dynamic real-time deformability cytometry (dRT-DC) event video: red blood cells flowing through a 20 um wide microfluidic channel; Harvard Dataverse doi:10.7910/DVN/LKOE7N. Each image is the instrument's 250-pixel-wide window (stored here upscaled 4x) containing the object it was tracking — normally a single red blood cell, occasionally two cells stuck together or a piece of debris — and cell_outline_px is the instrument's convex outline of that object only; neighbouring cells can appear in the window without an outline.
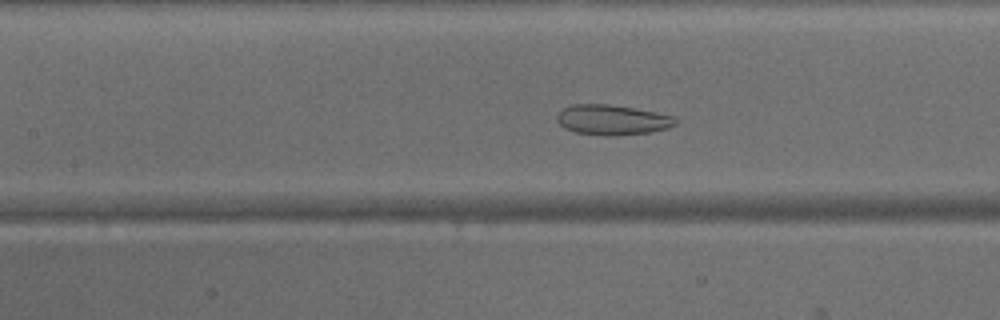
{"species": "common noctule bat (a hibernating species)", "species_latin": "Nyctalus noctula", "temperature_condition": "warm", "stored_images_in_passage": 48, "camera_frame_rate_fps": 3000, "um_per_image_px": 0.085, "animal": {"sex": "male", "body_mass_g": 15.6}, "frame": {"image": 1, "passage_image": 22, "time_ms": 7.0, "image_size_px": [1000, 320], "cell_outline_px": [[676, 124], [668, 128], [652, 132], [616, 136], [608, 136], [576, 132], [564, 128], [556, 120], [556, 116], [564, 108], [572, 104], [608, 104], [656, 112], [672, 116], [676, 120]], "centroid_in_image_um": [52.03, 10.19], "position_along_channel_um": 155.4, "area_um2": 20.75}}
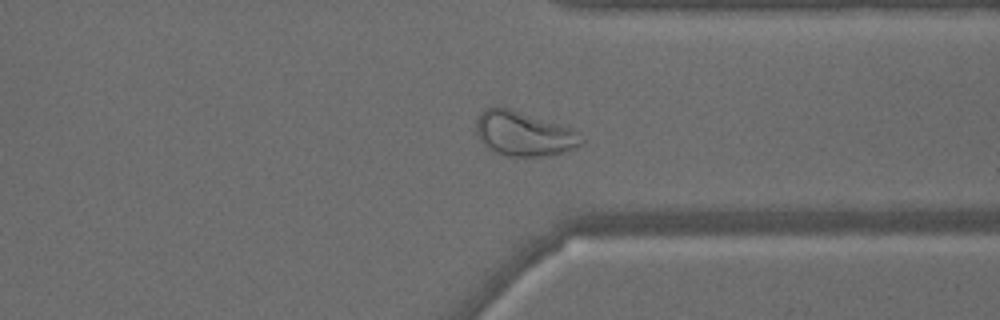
{"frame": {"image": 2, "passage_image": 37, "time_ms": 12.0, "image_size_px": [1000, 320], "cell_outline_px": [[584, 144], [576, 148], [564, 152], [544, 156], [508, 156], [496, 152], [488, 148], [480, 140], [476, 132], [476, 120], [488, 108], [508, 108], [568, 128], [576, 132], [584, 140]], "centroid_in_image_um": [44.52, 11.41], "position_along_channel_um": 366.9, "area_um2": 26.53}}
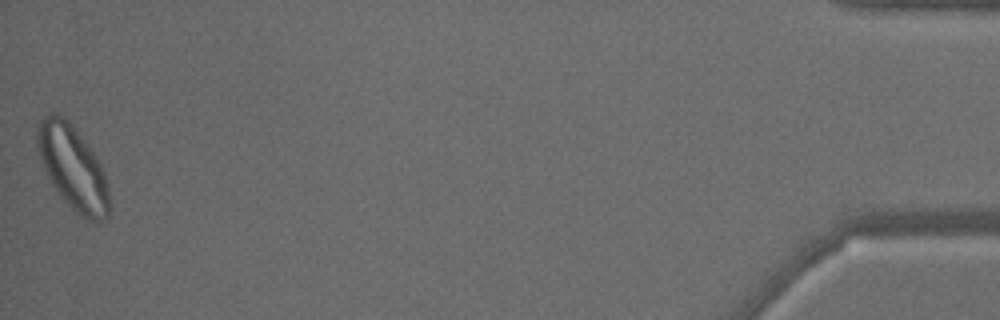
{"frame": {"image": 3, "passage_image": 48, "time_ms": 15.667, "image_size_px": [1000, 320], "cell_outline_px": [[108, 216], [100, 220], [88, 220], [80, 216], [60, 196], [52, 184], [40, 160], [36, 140], [36, 136], [40, 120], [44, 116], [52, 112], [56, 112], [64, 116], [68, 120], [96, 156], [104, 172], [108, 184]], "centroid_in_image_um": [6.16, 14.22], "position_along_channel_um": 429.0, "area_um2": 34.8}}